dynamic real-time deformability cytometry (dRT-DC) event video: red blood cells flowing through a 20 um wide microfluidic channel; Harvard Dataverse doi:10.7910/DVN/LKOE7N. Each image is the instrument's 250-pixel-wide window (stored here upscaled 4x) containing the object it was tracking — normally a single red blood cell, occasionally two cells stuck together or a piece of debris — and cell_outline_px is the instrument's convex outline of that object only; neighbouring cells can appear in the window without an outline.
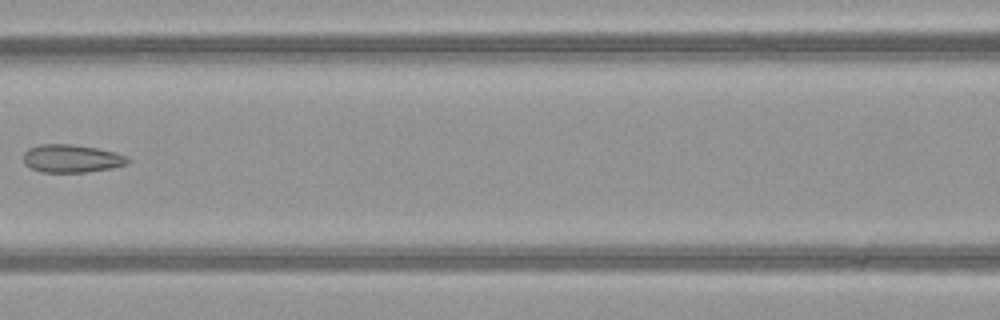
{"species": "common noctule bat (a hibernating species)", "species_latin": "Nyctalus noctula", "temperature_condition": "warm", "stored_images_in_passage": 7, "camera_frame_rate_fps": 3000, "um_per_image_px": 0.085, "animal": {"sex": "female", "body_mass_g": 21.9}, "frame": {"image": 1, "passage_image": 7, "time_ms": 2.0, "image_size_px": [1000, 320], "cell_outline_px": [[132, 160], [128, 164], [112, 168], [88, 172], [40, 172], [24, 164], [24, 152], [28, 148], [40, 144], [72, 144], [96, 148], [116, 152], [128, 156]], "centroid_in_image_um": [6.12, 13.47], "position_along_channel_um": 160.5, "area_um2": 17.22}}